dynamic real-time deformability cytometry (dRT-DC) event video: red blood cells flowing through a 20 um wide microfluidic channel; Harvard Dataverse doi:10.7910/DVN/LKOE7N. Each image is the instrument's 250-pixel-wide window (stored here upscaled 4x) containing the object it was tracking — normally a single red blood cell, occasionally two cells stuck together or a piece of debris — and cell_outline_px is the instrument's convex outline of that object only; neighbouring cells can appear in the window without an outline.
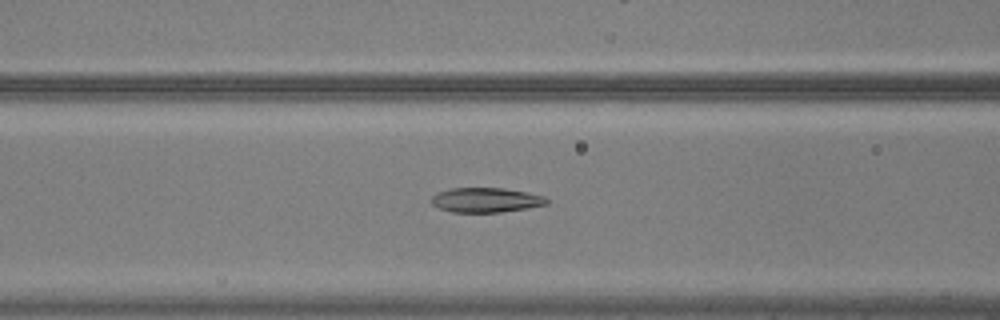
{"species": "common noctule bat (a hibernating species)", "species_latin": "Nyctalus noctula", "temperature_condition": "warm", "stored_images_in_passage": 52, "camera_frame_rate_fps": 3000, "um_per_image_px": 0.085, "animal": {"sex": "male", "body_mass_g": 20.5, "forearm_length_mm": 52.5}, "frame": {"image": 1, "passage_image": 20, "time_ms": 6.333, "image_size_px": [1000, 320], "cell_outline_px": [[548, 204], [500, 212], [452, 212], [440, 208], [432, 204], [432, 196], [436, 192], [452, 188], [504, 188], [528, 192], [544, 196], [548, 200]], "centroid_in_image_um": [41.29, 16.99], "position_along_channel_um": 125.3, "area_um2": 16.47}}
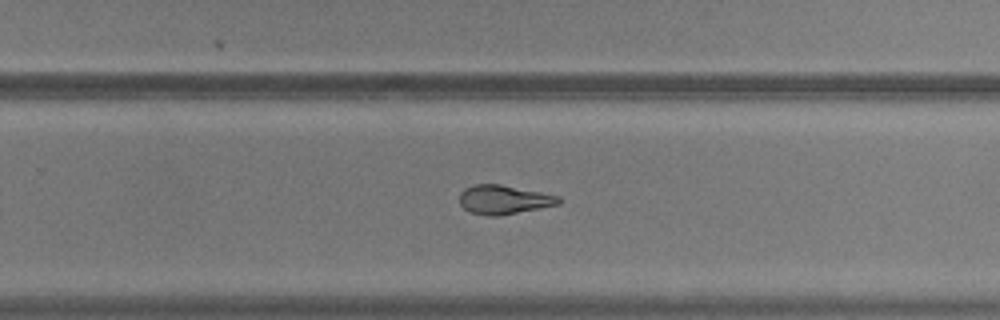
{"frame": {"image": 2, "passage_image": 33, "time_ms": 10.667, "image_size_px": [1000, 320], "cell_outline_px": [[560, 204], [540, 208], [492, 216], [488, 216], [468, 212], [460, 204], [460, 192], [464, 188], [472, 184], [500, 184], [560, 196]], "centroid_in_image_um": [42.78, 16.96], "position_along_channel_um": 287.0, "area_um2": 16.65}}
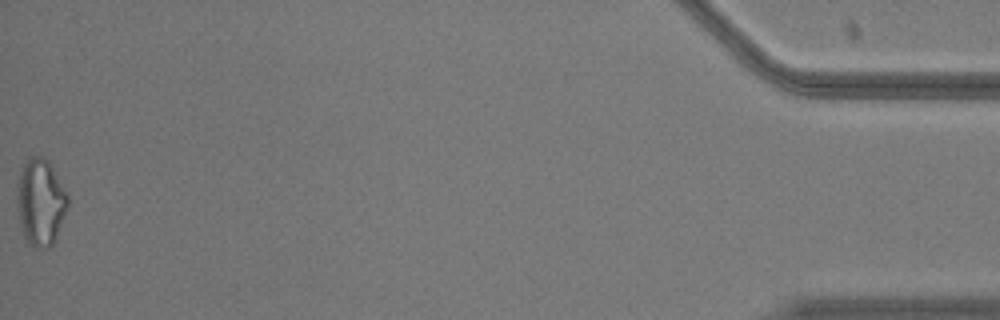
{"frame": {"image": 3, "passage_image": 52, "time_ms": 17.0, "image_size_px": [1000, 320], "cell_outline_px": [[68, 208], [52, 248], [36, 248], [24, 236], [20, 220], [16, 200], [20, 172], [28, 156], [44, 156], [48, 160], [68, 196]], "centroid_in_image_um": [3.46, 17.18], "position_along_channel_um": 431.7, "area_um2": 25.49}, "authors_computed_cell_mechanics": {"area_um2": 18.6116, "velocity_mm_per_s": 3.739, "shape_relaxation_time_tau1_ms": 8.8785, "shape_relaxation_time_tau2_ms": 3.5429, "deformation_change_tau1": 0.2234, "deformation_change_tau2": 0.1148}}